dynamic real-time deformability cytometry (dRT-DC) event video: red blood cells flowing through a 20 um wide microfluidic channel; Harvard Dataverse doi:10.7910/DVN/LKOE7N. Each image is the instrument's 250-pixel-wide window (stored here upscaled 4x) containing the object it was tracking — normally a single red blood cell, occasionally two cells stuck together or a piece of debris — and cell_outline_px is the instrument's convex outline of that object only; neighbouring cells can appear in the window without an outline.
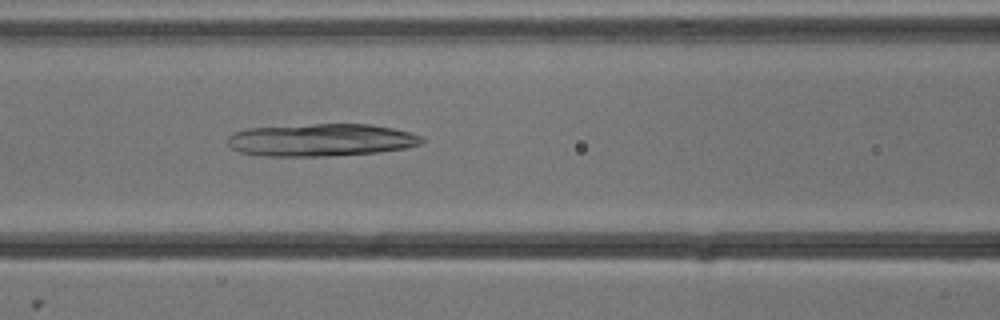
{"species": "common noctule bat (a hibernating species)", "species_latin": "Nyctalus noctula", "temperature_condition": "cold", "stored_images_in_passage": 6, "camera_frame_rate_fps": 3000, "um_per_image_px": 0.085, "animal": {"sex": "male", "body_mass_g": 13.3}, "frame": {"image": 1, "passage_image": 6, "time_ms": 1.667, "image_size_px": [1000, 320], "cell_outline_px": [[424, 144], [408, 148], [380, 152], [328, 156], [260, 156], [240, 152], [232, 148], [228, 144], [228, 136], [232, 132], [248, 128], [312, 124], [368, 124], [392, 128], [424, 136]], "centroid_in_image_um": [27.32, 11.9], "position_along_channel_um": 139.3, "area_um2": 37.17}}